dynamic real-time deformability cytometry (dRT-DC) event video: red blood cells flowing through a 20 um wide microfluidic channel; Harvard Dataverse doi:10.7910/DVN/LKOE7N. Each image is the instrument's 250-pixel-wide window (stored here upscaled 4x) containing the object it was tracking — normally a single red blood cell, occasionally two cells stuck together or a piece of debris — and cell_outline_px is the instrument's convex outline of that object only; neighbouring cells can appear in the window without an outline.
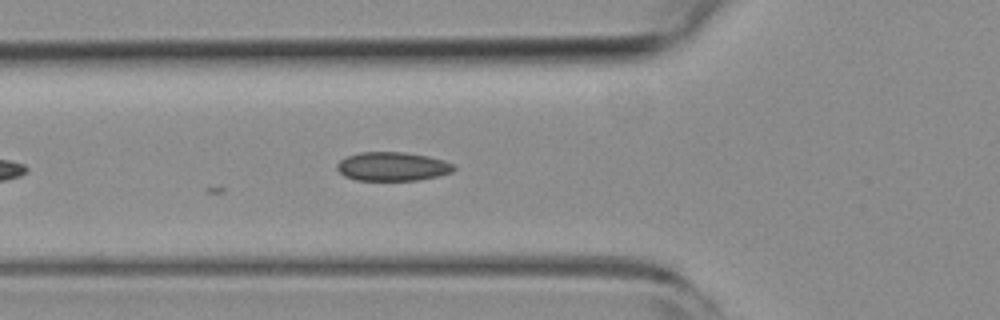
{"species": "common noctule bat (a hibernating species)", "species_latin": "Nyctalus noctula", "temperature_condition": "room temperature", "stored_images_in_passage": 3, "camera_frame_rate_fps": 3000, "um_per_image_px": 0.085, "animal": {"sex": "female", "body_mass_g": 19.3, "forearm_length_mm": 54.1}, "frame": {"image": 1, "passage_image": 3, "time_ms": 0.667, "image_size_px": [1000, 320], "cell_outline_px": [[456, 168], [452, 172], [420, 180], [356, 180], [344, 176], [336, 168], [336, 164], [340, 160], [348, 156], [360, 152], [404, 152], [428, 156], [444, 160], [452, 164]], "centroid_in_image_um": [33.35, 14.15], "position_along_channel_um": 92.5, "area_um2": 19.59}}